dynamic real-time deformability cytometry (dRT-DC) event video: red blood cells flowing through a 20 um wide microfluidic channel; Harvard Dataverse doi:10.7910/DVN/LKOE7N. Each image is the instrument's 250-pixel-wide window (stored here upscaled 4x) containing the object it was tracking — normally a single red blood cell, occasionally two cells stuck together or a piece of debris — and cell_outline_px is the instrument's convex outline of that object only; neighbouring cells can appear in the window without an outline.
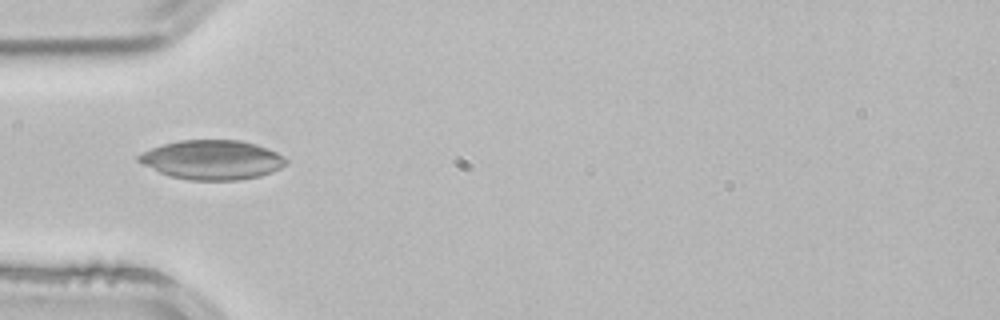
{"species": "common noctule bat (a hibernating species)", "species_latin": "Nyctalus noctula", "temperature_condition": "room temperature", "stored_images_in_passage": 51, "camera_frame_rate_fps": 3000, "um_per_image_px": 0.085, "animal": {"sex": "male", "body_mass_g": 21.5, "forearm_length_mm": 52.0}, "frame": {"image": 1, "passage_image": 15, "time_ms": 4.667, "image_size_px": [1000, 320], "cell_outline_px": [[288, 164], [272, 172], [260, 176], [236, 180], [192, 180], [168, 176], [136, 160], [136, 156], [152, 148], [164, 144], [180, 140], [240, 140], [256, 144], [268, 148], [284, 156], [288, 160]], "centroid_in_image_um": [18.07, 13.58], "position_along_channel_um": 66.9, "area_um2": 33.76}}